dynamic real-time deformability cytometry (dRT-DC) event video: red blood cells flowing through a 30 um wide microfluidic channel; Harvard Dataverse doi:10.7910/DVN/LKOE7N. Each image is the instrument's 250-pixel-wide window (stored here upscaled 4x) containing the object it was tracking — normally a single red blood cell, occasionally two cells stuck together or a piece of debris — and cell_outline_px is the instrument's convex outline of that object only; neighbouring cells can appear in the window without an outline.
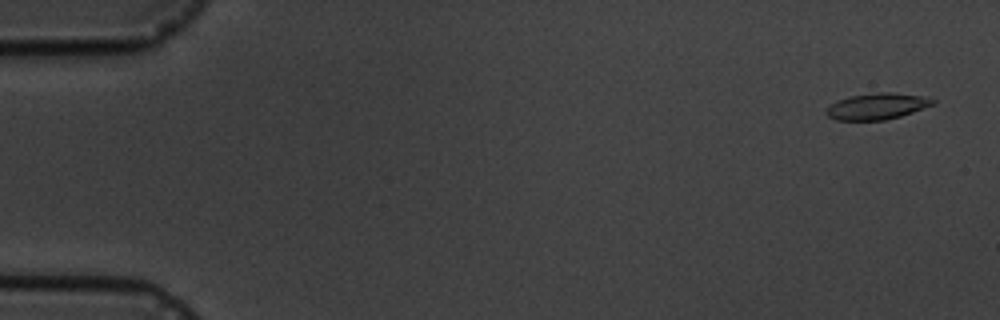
{"species": "common noctule bat (a hibernating species)", "species_latin": "Nyctalus noctula", "temperature_condition": "cold", "stored_images_in_passage": 5, "camera_frame_rate_fps": 3000, "um_per_image_px": 0.085, "animal": {"sex": "male", "body_mass_g": 19.5, "forearm_length_mm": 54.6}, "frame": {"image": 1, "passage_image": 1, "time_ms": 0.0, "image_size_px": [1000, 320], "cell_outline_px": [[936, 104], [900, 116], [884, 120], [836, 120], [828, 116], [824, 112], [836, 100], [848, 96], [880, 92], [892, 92], [920, 96], [936, 100]], "centroid_in_image_um": [74.53, 9.03], "position_along_channel_um": 10.5, "area_um2": 16.24}}
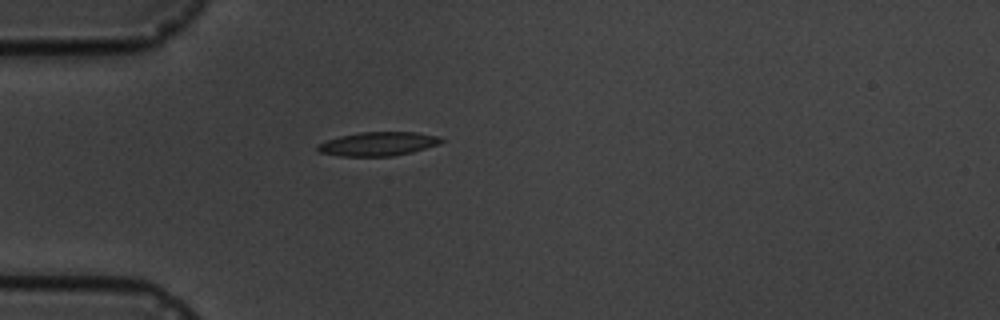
{"frame": {"image": 2, "passage_image": 5, "time_ms": 4.667, "image_size_px": [1000, 320], "cell_outline_px": [[444, 140], [440, 144], [412, 152], [392, 156], [340, 156], [320, 152], [316, 148], [316, 144], [340, 136], [360, 132], [416, 132], [440, 136]], "centroid_in_image_um": [32.16, 12.22], "position_along_channel_um": 52.8, "area_um2": 17.22}}